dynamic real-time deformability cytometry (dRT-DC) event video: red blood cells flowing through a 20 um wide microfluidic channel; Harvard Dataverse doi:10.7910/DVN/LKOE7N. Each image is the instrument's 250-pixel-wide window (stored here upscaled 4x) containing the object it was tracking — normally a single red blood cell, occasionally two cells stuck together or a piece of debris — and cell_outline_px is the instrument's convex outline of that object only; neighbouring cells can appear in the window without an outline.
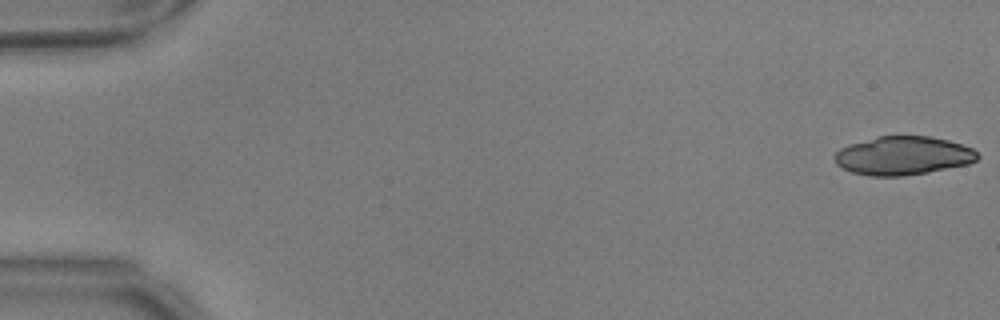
{"species": "common noctule bat (a hibernating species)", "species_latin": "Nyctalus noctula", "temperature_condition": "warm", "stored_images_in_passage": 20, "camera_frame_rate_fps": 3000, "um_per_image_px": 0.085, "animal": {"sex": "male", "body_mass_g": 17.9, "forearm_length_mm": 54.2}, "frame": {"image": 1, "passage_image": 1, "time_ms": 0.0, "image_size_px": [1000, 320], "cell_outline_px": [[980, 156], [976, 160], [968, 164], [928, 172], [900, 176], [868, 176], [852, 172], [840, 168], [836, 164], [832, 156], [840, 148], [848, 144], [876, 136], [928, 136], [948, 140], [972, 148]], "centroid_in_image_um": [76.7, 13.23], "position_along_channel_um": 8.3, "area_um2": 32.31}}